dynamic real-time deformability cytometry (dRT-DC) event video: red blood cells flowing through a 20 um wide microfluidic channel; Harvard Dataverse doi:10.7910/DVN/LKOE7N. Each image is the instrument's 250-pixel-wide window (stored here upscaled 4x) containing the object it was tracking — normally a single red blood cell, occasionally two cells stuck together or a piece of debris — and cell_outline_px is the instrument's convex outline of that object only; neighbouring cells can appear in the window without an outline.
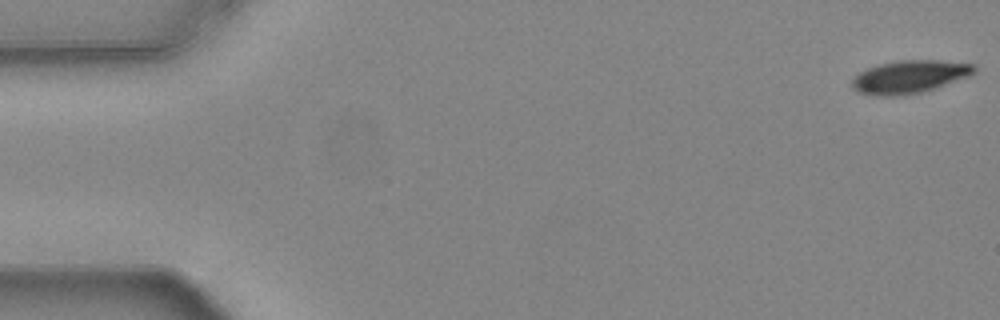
{"species": "common noctule bat (a hibernating species)", "species_latin": "Nyctalus noctula", "temperature_condition": "warm", "stored_images_in_passage": 55, "camera_frame_rate_fps": 3000, "um_per_image_px": 0.085, "animal": {"sex": "female", "body_mass_g": 24.6, "forearm_length_mm": 56.2}, "frame": {"image": 1, "passage_image": 1, "time_ms": 0.0, "image_size_px": [1000, 320], "cell_outline_px": [[976, 72], [968, 76], [936, 88], [904, 96], [876, 96], [860, 92], [852, 88], [852, 80], [860, 72], [868, 68], [880, 64], [896, 60], [940, 60], [972, 64], [976, 68]], "centroid_in_image_um": [77.31, 6.53], "position_along_channel_um": 7.7, "area_um2": 23.35}}
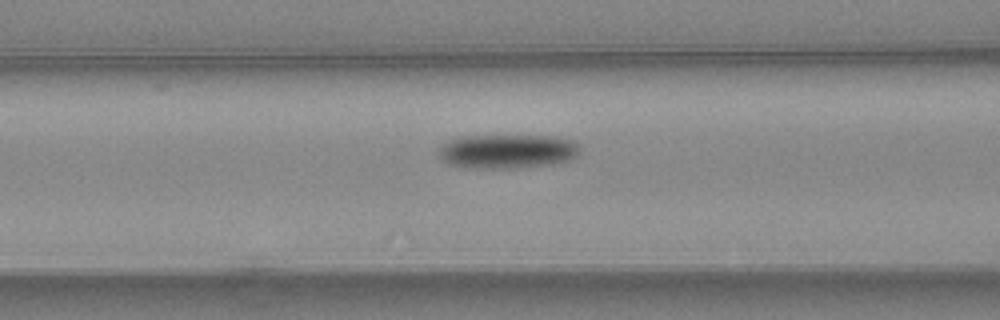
{"frame": {"image": 2, "passage_image": 22, "time_ms": 7.0, "image_size_px": [1000, 320], "cell_outline_px": [[580, 152], [572, 160], [552, 164], [516, 168], [472, 168], [452, 164], [444, 160], [436, 152], [440, 144], [448, 140], [460, 136], [556, 136], [572, 140], [580, 144]], "centroid_in_image_um": [43.15, 12.85], "position_along_channel_um": 123.5, "area_um2": 28.44}}
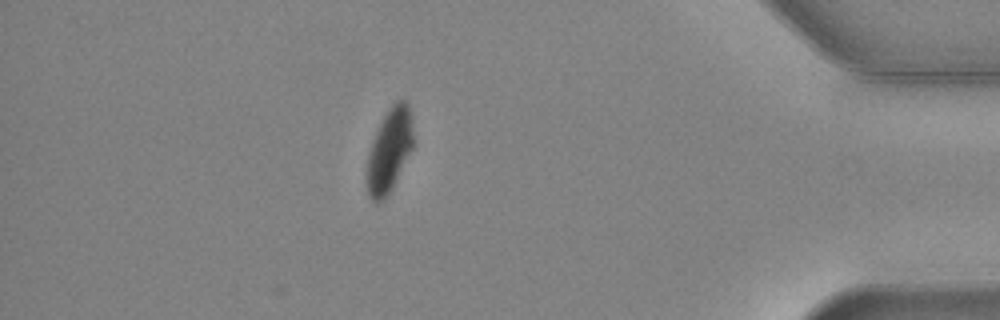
{"frame": {"image": 3, "passage_image": 48, "time_ms": 15.667, "image_size_px": [1000, 320], "cell_outline_px": [[412, 148], [392, 188], [384, 200], [376, 204], [368, 196], [364, 180], [364, 176], [368, 152], [372, 140], [388, 108], [396, 100], [404, 100], [408, 104], [412, 116]], "centroid_in_image_um": [33.04, 12.84], "position_along_channel_um": 402.2, "area_um2": 22.95}, "authors_computed_cell_mechanics": {"area_um2": 25.5476, "velocity_mm_per_s": 3.7396, "shape_relaxation_time_tau1_ms": 2.9981, "shape_relaxation_time_tau2_ms": null, "deformation_change_tau1": 0.124, "deformation_change_tau2": null}}